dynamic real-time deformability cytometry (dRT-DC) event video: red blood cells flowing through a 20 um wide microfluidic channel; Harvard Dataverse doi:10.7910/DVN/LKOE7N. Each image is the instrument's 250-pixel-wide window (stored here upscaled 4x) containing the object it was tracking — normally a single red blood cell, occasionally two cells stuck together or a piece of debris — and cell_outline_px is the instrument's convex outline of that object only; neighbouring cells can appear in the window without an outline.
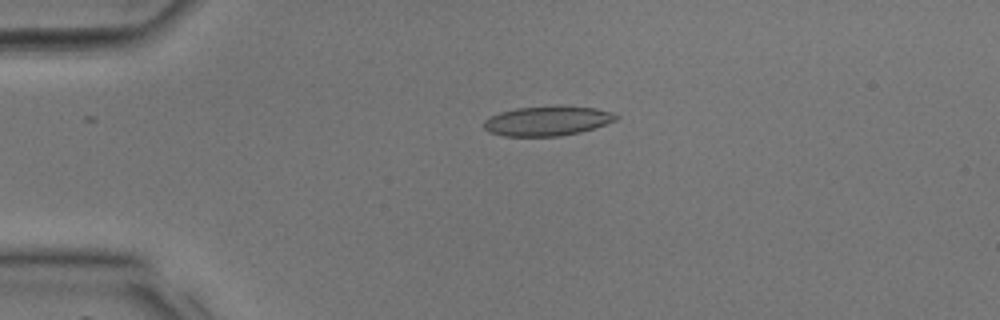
{"species": "common noctule bat (a hibernating species)", "species_latin": "Nyctalus noctula", "temperature_condition": "room temperature", "stored_images_in_passage": 35, "camera_frame_rate_fps": 3000, "um_per_image_px": 0.085, "animal": {"sex": "male", "body_mass_g": 17.9, "forearm_length_mm": 54.2}, "frame": {"image": 1, "passage_image": 8, "time_ms": 2.333, "image_size_px": [1000, 320], "cell_outline_px": [[620, 116], [616, 120], [580, 132], [560, 136], [504, 136], [488, 132], [484, 128], [484, 120], [500, 112], [516, 108], [596, 108], [612, 112]], "centroid_in_image_um": [46.49, 10.31], "position_along_channel_um": 38.5, "area_um2": 21.96}}
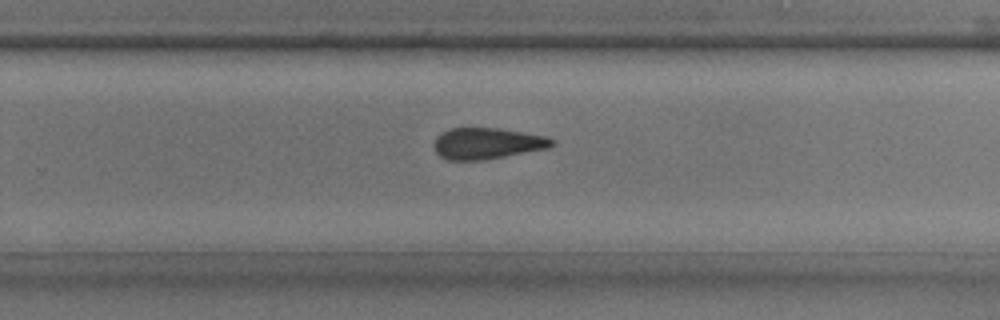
{"frame": {"image": 2, "passage_image": 23, "time_ms": 7.333, "image_size_px": [1000, 320], "cell_outline_px": [[556, 144], [548, 148], [484, 160], [448, 160], [440, 156], [436, 152], [432, 144], [436, 136], [452, 128], [496, 128], [548, 136], [556, 140]], "centroid_in_image_um": [41.42, 12.19], "position_along_channel_um": 288.4, "area_um2": 21.56}}
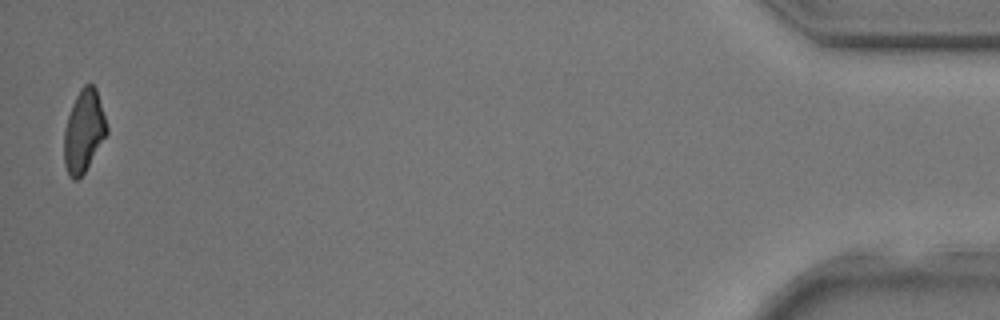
{"frame": {"image": 3, "passage_image": 35, "time_ms": 11.333, "image_size_px": [1000, 320], "cell_outline_px": [[108, 132], [84, 172], [76, 180], [72, 180], [68, 176], [64, 164], [64, 128], [72, 104], [80, 88], [84, 84], [92, 84], [96, 88], [108, 128]], "centroid_in_image_um": [7.1, 11.14], "position_along_channel_um": 428.1, "area_um2": 20.35}}